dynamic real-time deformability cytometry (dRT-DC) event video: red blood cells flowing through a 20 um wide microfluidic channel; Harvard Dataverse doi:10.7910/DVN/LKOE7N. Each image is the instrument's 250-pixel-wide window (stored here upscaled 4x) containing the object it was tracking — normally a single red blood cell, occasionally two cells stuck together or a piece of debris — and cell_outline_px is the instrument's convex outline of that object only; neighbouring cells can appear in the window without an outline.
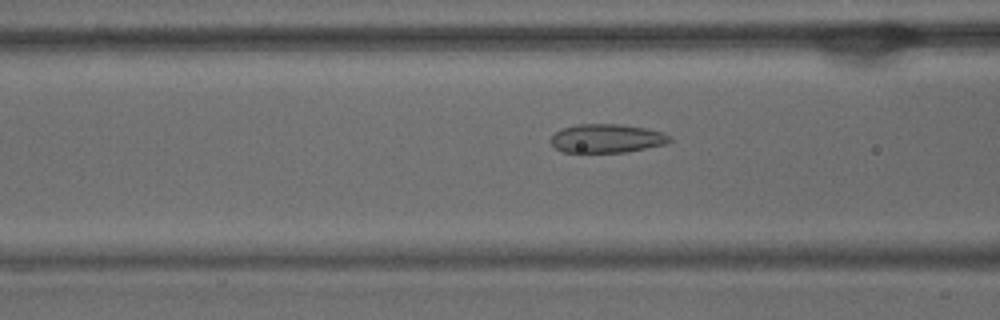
{"species": "common noctule bat (a hibernating species)", "species_latin": "Nyctalus noctula", "temperature_condition": "warm", "stored_images_in_passage": 41, "camera_frame_rate_fps": 3000, "um_per_image_px": 0.085, "animal": {"sex": "male", "body_mass_g": 15.6}, "frame": {"image": 1, "passage_image": 20, "time_ms": 6.333, "image_size_px": [1000, 320], "cell_outline_px": [[672, 140], [664, 144], [624, 152], [564, 152], [556, 148], [548, 140], [556, 132], [564, 128], [576, 124], [620, 124], [644, 128], [660, 132], [668, 136]], "centroid_in_image_um": [51.52, 11.76], "position_along_channel_um": 115.1, "area_um2": 19.54}}
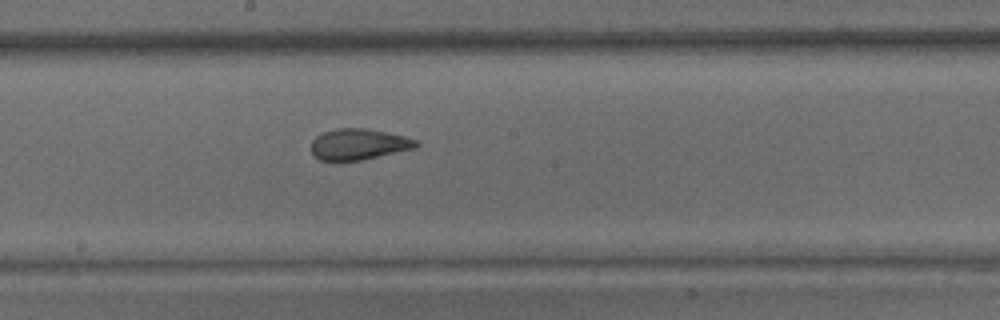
{"frame": {"image": 2, "passage_image": 28, "time_ms": 9.0, "image_size_px": [1000, 320], "cell_outline_px": [[420, 144], [416, 148], [360, 160], [320, 160], [312, 156], [312, 140], [316, 136], [324, 132], [336, 128], [368, 128], [404, 136], [416, 140]], "centroid_in_image_um": [30.48, 12.25], "position_along_channel_um": 217.7, "area_um2": 18.9}}
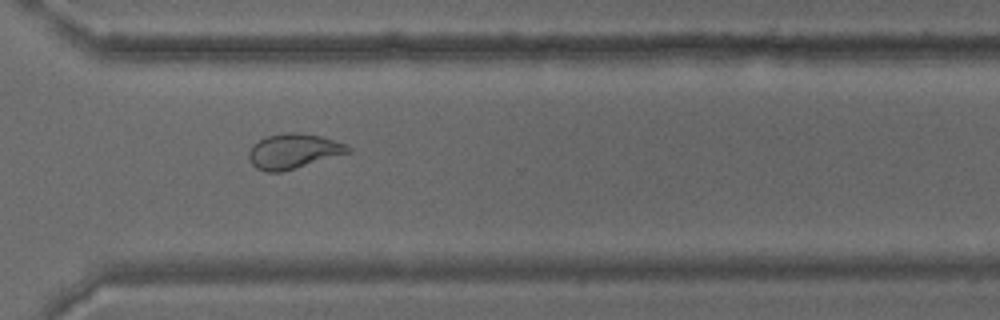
{"frame": {"image": 3, "passage_image": 38, "time_ms": 12.333, "image_size_px": [1000, 320], "cell_outline_px": [[352, 152], [280, 172], [268, 172], [256, 168], [252, 164], [248, 156], [248, 152], [252, 144], [268, 136], [284, 132], [296, 132], [320, 136], [348, 144], [352, 148]], "centroid_in_image_um": [24.96, 12.84], "position_along_channel_um": 345.6, "area_um2": 20.17}, "authors_computed_cell_mechanics": {"area_um2": 20.4612, "velocity_mm_per_s": 3.8447, "shape_relaxation_time_tau1_ms": null, "shape_relaxation_time_tau2_ms": 1.1585, "deformation_change_tau1": null, "deformation_change_tau2": 0.0792}}